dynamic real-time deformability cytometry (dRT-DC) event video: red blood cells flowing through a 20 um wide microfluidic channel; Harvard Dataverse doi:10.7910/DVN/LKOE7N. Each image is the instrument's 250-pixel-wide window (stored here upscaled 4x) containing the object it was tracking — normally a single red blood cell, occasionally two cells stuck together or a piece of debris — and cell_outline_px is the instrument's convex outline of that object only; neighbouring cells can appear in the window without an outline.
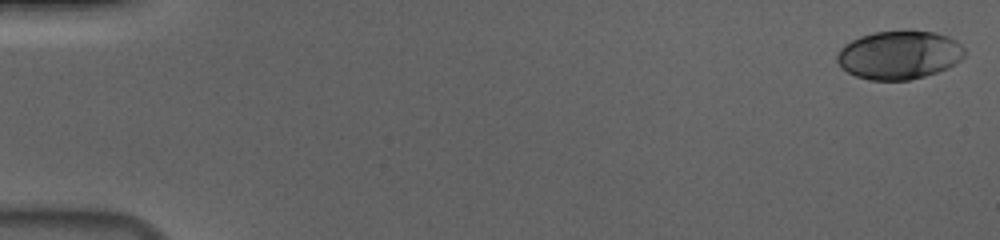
{"species": "human", "species_latin": "Homo sapiens", "temperature_condition": "cold", "stored_images_in_passage": 56, "camera_frame_rate_fps": 3000, "um_per_image_px": 0.085, "donor": {"sex": "male"}, "frame": {"image": 1, "passage_image": 1, "time_ms": 0.0, "image_size_px": [1000, 240], "cell_outline_px": [[964, 56], [956, 64], [948, 68], [924, 76], [908, 80], [868, 80], [856, 76], [848, 72], [836, 60], [836, 56], [840, 48], [844, 44], [860, 36], [872, 32], [936, 32], [948, 36], [956, 40], [964, 48]], "centroid_in_image_um": [76.43, 4.68], "position_along_channel_um": 8.6, "area_um2": 35.78}}
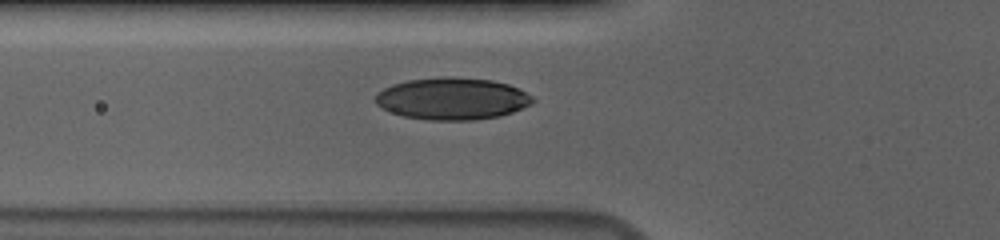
{"frame": {"image": 2, "passage_image": 21, "time_ms": 6.667, "image_size_px": [1000, 240], "cell_outline_px": [[536, 100], [532, 104], [512, 112], [500, 116], [476, 120], [428, 120], [400, 116], [376, 104], [376, 92], [392, 84], [408, 80], [444, 76], [448, 76], [492, 80], [508, 84], [532, 96]], "centroid_in_image_um": [38.43, 8.39], "position_along_channel_um": 87.4, "area_um2": 38.61}}
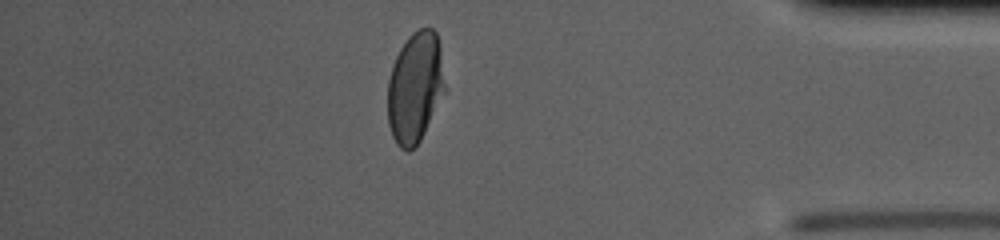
{"frame": {"image": 3, "passage_image": 49, "time_ms": 16.0, "image_size_px": [1000, 240], "cell_outline_px": [[444, 92], [420, 140], [408, 152], [400, 148], [396, 144], [392, 136], [388, 124], [388, 80], [392, 64], [400, 48], [408, 36], [412, 32], [420, 28], [432, 28], [436, 32], [440, 44], [444, 84]], "centroid_in_image_um": [35.26, 7.41], "position_along_channel_um": 399.9, "area_um2": 36.76}, "authors_computed_cell_mechanics": {"area_um2": 37.4255, "velocity_mm_per_s": 3.6876, "shape_relaxation_time_tau1_ms": 4.8992, "shape_relaxation_time_tau2_ms": null, "deformation_change_tau1": 0.17, "deformation_change_tau2": null}}